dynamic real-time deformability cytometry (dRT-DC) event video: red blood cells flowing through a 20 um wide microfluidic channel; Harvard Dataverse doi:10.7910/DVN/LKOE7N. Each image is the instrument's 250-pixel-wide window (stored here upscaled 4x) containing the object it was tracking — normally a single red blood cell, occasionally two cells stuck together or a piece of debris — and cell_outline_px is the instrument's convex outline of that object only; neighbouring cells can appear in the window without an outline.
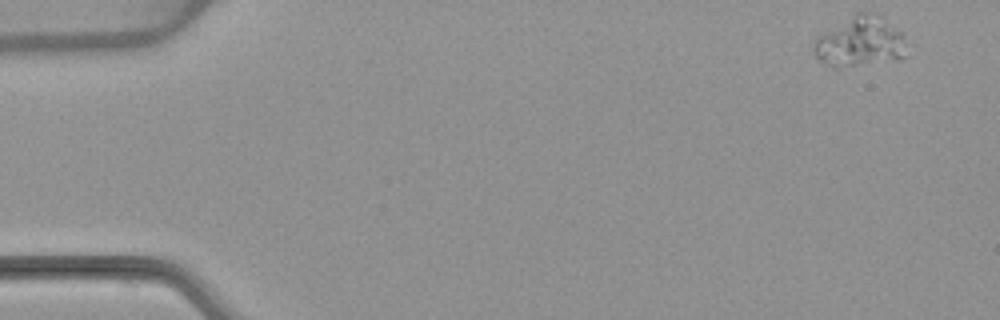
{"species": "common noctule bat (a hibernating species)", "species_latin": "Nyctalus noctula", "temperature_condition": "warm", "stored_images_in_passage": 52, "camera_frame_rate_fps": 3000, "um_per_image_px": 0.085, "animal": {"sex": "female", "body_mass_g": 22.7, "forearm_length_mm": 54.2}, "frame": {"image": 1, "passage_image": 1, "time_ms": 0.0, "image_size_px": [1000, 320], "cell_outline_px": [[908, 56], [900, 60], [840, 68], [832, 68], [820, 60], [812, 52], [812, 44], [816, 36], [856, 12], [876, 12], [900, 32]], "centroid_in_image_um": [73.07, 3.58], "position_along_channel_um": 11.9, "area_um2": 27.63}}
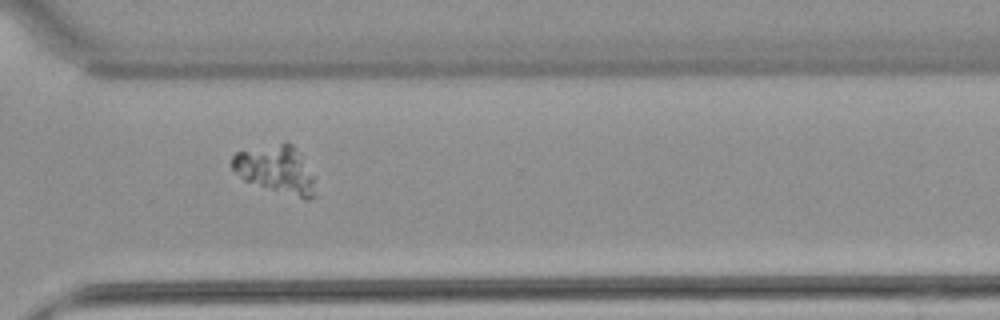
{"frame": {"image": 2, "passage_image": 38, "time_ms": 12.333, "image_size_px": [1000, 320], "cell_outline_px": [[316, 196], [308, 200], [304, 200], [244, 180], [232, 168], [232, 156], [236, 152], [280, 144], [292, 144], [296, 148], [312, 176]], "centroid_in_image_um": [23.46, 14.45], "position_along_channel_um": 347.1, "area_um2": 22.37}}
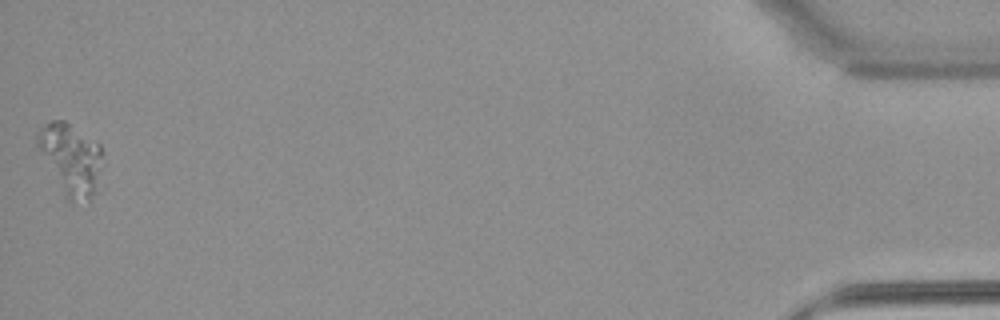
{"frame": {"image": 3, "passage_image": 52, "time_ms": 17.0, "image_size_px": [1000, 320], "cell_outline_px": [[104, 188], [88, 200], [68, 200], [64, 196], [36, 144], [36, 132], [40, 128], [52, 120], [64, 120], [100, 144]], "centroid_in_image_um": [6.09, 13.56], "position_along_channel_um": 429.1, "area_um2": 27.4}}